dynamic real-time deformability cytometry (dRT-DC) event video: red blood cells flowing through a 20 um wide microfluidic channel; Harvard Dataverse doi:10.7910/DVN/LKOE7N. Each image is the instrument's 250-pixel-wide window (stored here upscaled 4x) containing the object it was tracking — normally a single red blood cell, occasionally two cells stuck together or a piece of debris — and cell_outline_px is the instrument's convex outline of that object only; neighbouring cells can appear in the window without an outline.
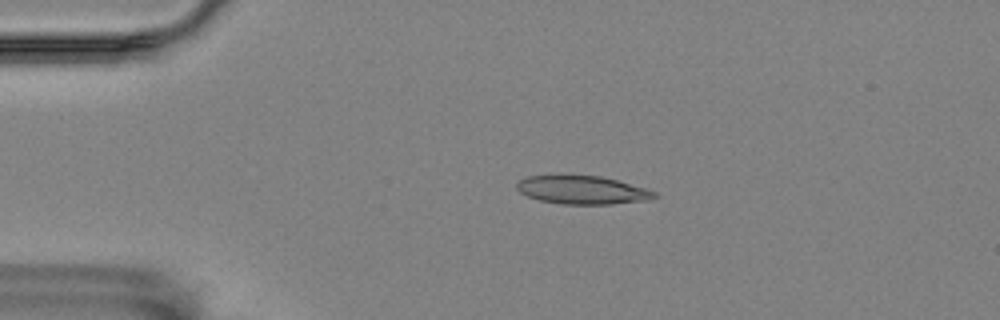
{"species": "Egyptian fruit bat (a non-hibernating species)", "species_latin": "Rousettus aegyptiacus", "temperature_condition": "room temperature", "stored_images_in_passage": 5, "camera_frame_rate_fps": 3000, "um_per_image_px": 0.085, "animal": {"sex": "female"}, "frame": {"image": 1, "passage_image": 4, "time_ms": 1.0, "image_size_px": [1000, 320], "cell_outline_px": [[656, 196], [644, 200], [612, 204], [560, 204], [540, 200], [528, 196], [520, 192], [516, 188], [516, 184], [520, 180], [528, 176], [560, 172], [600, 176], [616, 180], [644, 188], [656, 192]], "centroid_in_image_um": [49.38, 16.1], "position_along_channel_um": 35.6, "area_um2": 23.24}}